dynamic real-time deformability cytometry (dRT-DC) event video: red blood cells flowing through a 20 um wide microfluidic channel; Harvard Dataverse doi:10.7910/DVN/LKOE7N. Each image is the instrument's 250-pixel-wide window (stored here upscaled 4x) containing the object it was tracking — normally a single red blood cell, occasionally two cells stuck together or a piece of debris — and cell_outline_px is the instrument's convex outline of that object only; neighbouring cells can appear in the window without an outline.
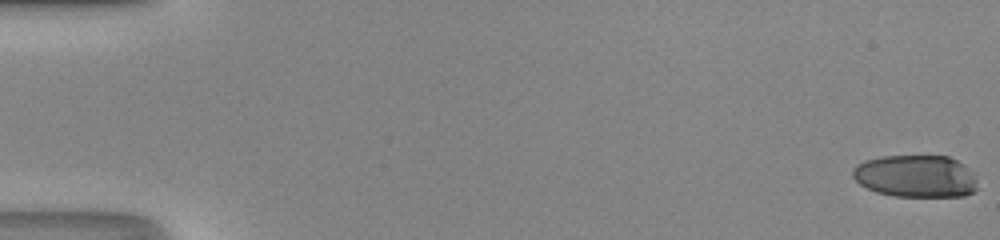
{"species": "human", "species_latin": "Homo sapiens", "temperature_condition": "room temperature", "stored_images_in_passage": 51, "camera_frame_rate_fps": 3000, "um_per_image_px": 0.085, "donor": {"sex": "male"}, "frame": {"image": 1, "passage_image": 1, "time_ms": 0.0, "image_size_px": [1000, 240], "cell_outline_px": [[976, 188], [972, 192], [964, 196], [892, 196], [876, 192], [860, 184], [852, 176], [852, 168], [856, 164], [864, 160], [880, 156], [948, 156], [964, 164], [968, 168], [976, 180]], "centroid_in_image_um": [77.8, 14.97], "position_along_channel_um": 7.2, "area_um2": 30.81}}
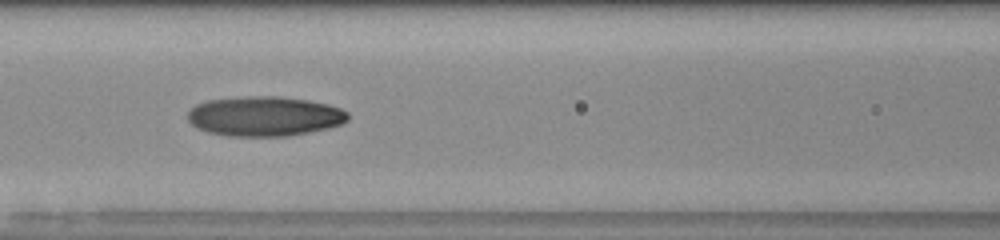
{"frame": {"image": 2, "passage_image": 24, "time_ms": 7.667, "image_size_px": [1000, 240], "cell_outline_px": [[348, 120], [340, 124], [328, 128], [288, 136], [228, 136], [208, 132], [196, 128], [188, 120], [188, 112], [196, 104], [208, 100], [244, 96], [280, 96], [308, 100], [328, 104], [340, 108], [348, 112]], "centroid_in_image_um": [22.48, 9.87], "position_along_channel_um": 144.1, "area_um2": 37.22}}
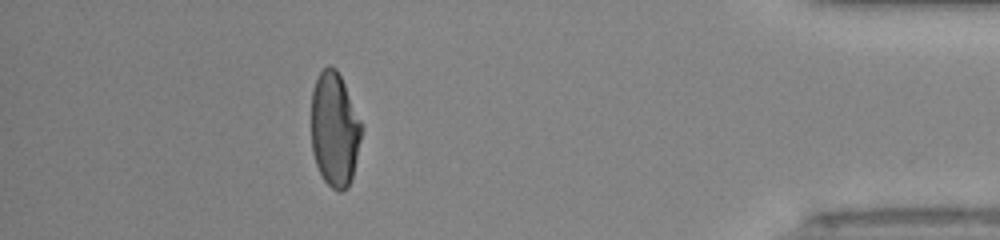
{"frame": {"image": 3, "passage_image": 46, "time_ms": 15.0, "image_size_px": [1000, 240], "cell_outline_px": [[364, 128], [352, 180], [348, 188], [340, 192], [332, 188], [324, 180], [316, 164], [312, 152], [312, 88], [320, 72], [328, 64], [336, 68], [344, 84]], "centroid_in_image_um": [28.46, 11.03], "position_along_channel_um": 406.7, "area_um2": 33.7}, "authors_computed_cell_mechanics": {"area_um2": 34.7378, "velocity_mm_per_s": 4.23, "shape_relaxation_time_tau1_ms": null, "shape_relaxation_time_tau2_ms": 1.7523, "deformation_change_tau1": null, "deformation_change_tau2": 0.0567}}